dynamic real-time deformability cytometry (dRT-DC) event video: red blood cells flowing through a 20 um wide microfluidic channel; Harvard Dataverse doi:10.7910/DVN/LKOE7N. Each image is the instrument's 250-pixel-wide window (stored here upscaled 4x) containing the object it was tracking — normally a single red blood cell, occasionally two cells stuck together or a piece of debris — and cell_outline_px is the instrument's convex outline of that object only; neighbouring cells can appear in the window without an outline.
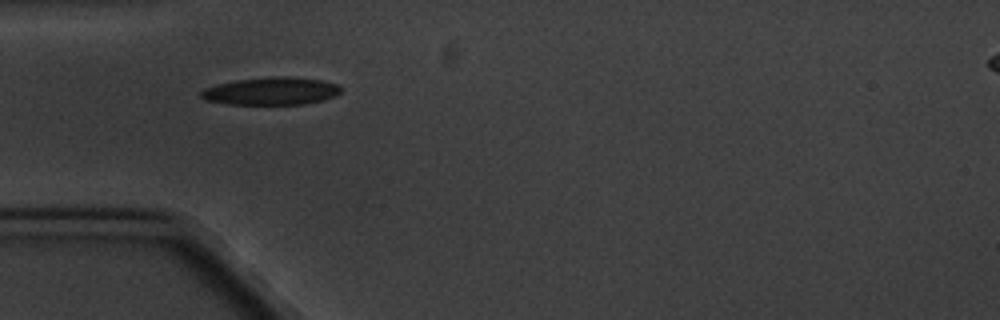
{"species": "common noctule bat (a hibernating species)", "species_latin": "Nyctalus noctula", "temperature_condition": "cold", "stored_images_in_passage": 6, "camera_frame_rate_fps": 3000, "um_per_image_px": 0.085, "animal": {"sex": "male", "body_mass_g": 20.1, "forearm_length_mm": 53.5}, "frame": {"image": 1, "passage_image": 5, "time_ms": 5.667, "image_size_px": [1000, 320], "cell_outline_px": [[340, 92], [336, 96], [324, 100], [304, 104], [228, 104], [204, 100], [200, 96], [200, 92], [204, 88], [236, 80], [276, 76], [288, 76], [320, 80], [336, 84], [340, 88]], "centroid_in_image_um": [23.05, 7.75], "position_along_channel_um": 62.0, "area_um2": 22.43}}